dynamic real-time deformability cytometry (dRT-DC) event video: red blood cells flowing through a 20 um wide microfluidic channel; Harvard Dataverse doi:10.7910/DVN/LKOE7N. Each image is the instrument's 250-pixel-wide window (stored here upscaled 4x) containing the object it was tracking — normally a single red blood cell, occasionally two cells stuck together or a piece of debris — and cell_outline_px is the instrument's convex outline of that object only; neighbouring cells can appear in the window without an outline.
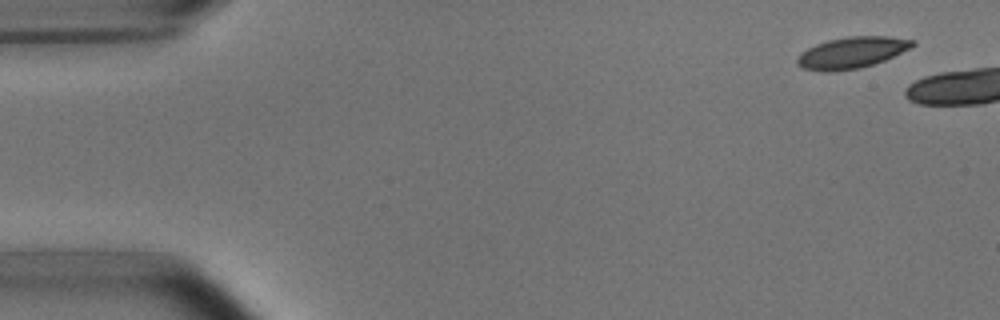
{"species": "common noctule bat (a hibernating species)", "species_latin": "Nyctalus noctula", "temperature_condition": "room temperature", "stored_images_in_passage": 6, "camera_frame_rate_fps": 3000, "um_per_image_px": 0.085, "animal": {"sex": "male", "body_mass_g": 15.6}, "frame": {"image": 1, "passage_image": 1, "time_ms": 0.0, "image_size_px": [1000, 320], "cell_outline_px": [[916, 44], [884, 60], [860, 68], [832, 72], [824, 72], [804, 68], [796, 64], [796, 60], [800, 52], [816, 44], [828, 40], [848, 36], [888, 36], [916, 40]], "centroid_in_image_um": [72.36, 4.47], "position_along_channel_um": 12.6, "area_um2": 20.98}}